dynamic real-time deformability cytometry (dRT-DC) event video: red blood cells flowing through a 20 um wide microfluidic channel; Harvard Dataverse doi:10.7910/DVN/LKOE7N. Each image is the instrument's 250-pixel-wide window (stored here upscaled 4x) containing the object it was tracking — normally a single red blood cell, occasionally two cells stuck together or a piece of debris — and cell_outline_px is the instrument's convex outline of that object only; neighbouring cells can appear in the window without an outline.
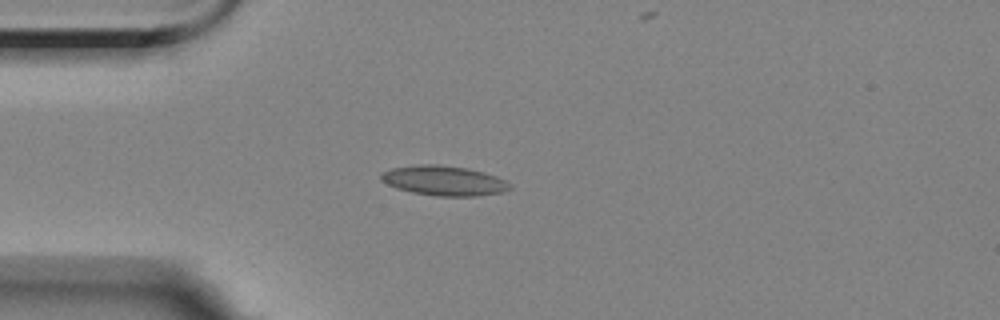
{"species": "Egyptian fruit bat (a non-hibernating species)", "species_latin": "Rousettus aegyptiacus", "temperature_condition": "room temperature", "stored_images_in_passage": 2, "camera_frame_rate_fps": 3000, "um_per_image_px": 0.085, "animal": {"sex": "female"}, "frame": {"image": 1, "passage_image": 2, "time_ms": 1.333, "image_size_px": [1000, 320], "cell_outline_px": [[512, 188], [504, 192], [476, 196], [436, 196], [412, 192], [396, 188], [380, 180], [380, 172], [392, 168], [420, 164], [436, 164], [468, 168], [484, 172], [496, 176], [512, 184]], "centroid_in_image_um": [37.74, 15.35], "position_along_channel_um": 47.3, "area_um2": 22.54}}